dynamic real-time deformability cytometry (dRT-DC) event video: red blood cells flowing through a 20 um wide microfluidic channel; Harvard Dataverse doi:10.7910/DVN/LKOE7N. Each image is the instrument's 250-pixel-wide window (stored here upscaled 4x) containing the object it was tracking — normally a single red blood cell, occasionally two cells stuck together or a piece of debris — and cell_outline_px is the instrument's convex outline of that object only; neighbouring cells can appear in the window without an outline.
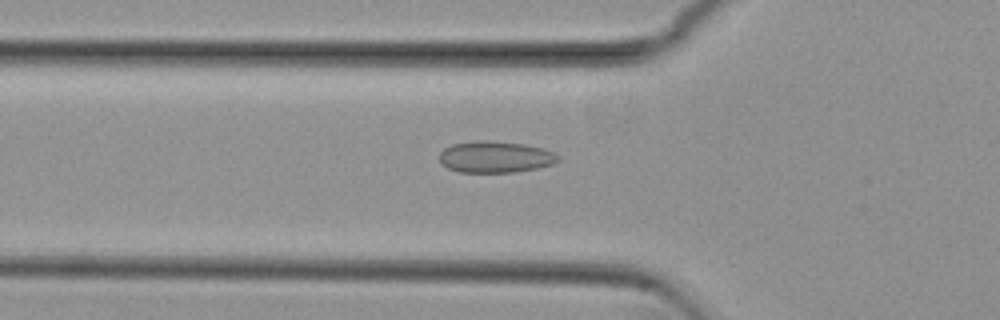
{"species": "common noctule bat (a hibernating species)", "species_latin": "Nyctalus noctula", "temperature_condition": "cold", "stored_images_in_passage": 38, "camera_frame_rate_fps": 3000, "um_per_image_px": 0.085, "animal": {"sex": "female", "body_mass_g": 29.2, "forearm_length_mm": 56.3}, "frame": {"image": 1, "passage_image": 6, "time_ms": 1.667, "image_size_px": [1000, 320], "cell_outline_px": [[560, 160], [552, 164], [536, 168], [516, 172], [460, 172], [448, 168], [440, 160], [440, 152], [444, 148], [452, 144], [476, 140], [488, 140], [524, 144], [544, 148], [560, 156]], "centroid_in_image_um": [42.11, 13.33], "position_along_channel_um": 83.7, "area_um2": 21.79}}
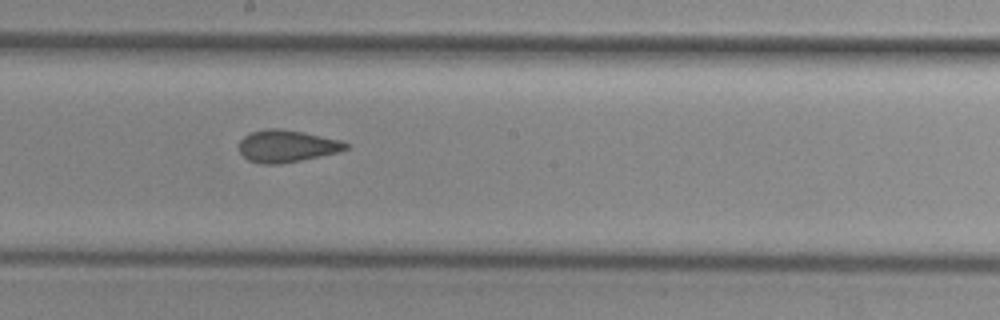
{"frame": {"image": 2, "passage_image": 17, "time_ms": 5.333, "image_size_px": [1000, 320], "cell_outline_px": [[348, 148], [336, 152], [300, 160], [280, 164], [264, 164], [248, 160], [240, 152], [240, 140], [244, 136], [252, 132], [264, 128], [280, 128], [304, 132], [340, 140], [348, 144]], "centroid_in_image_um": [24.35, 12.4], "position_along_channel_um": 223.9, "area_um2": 19.77}}
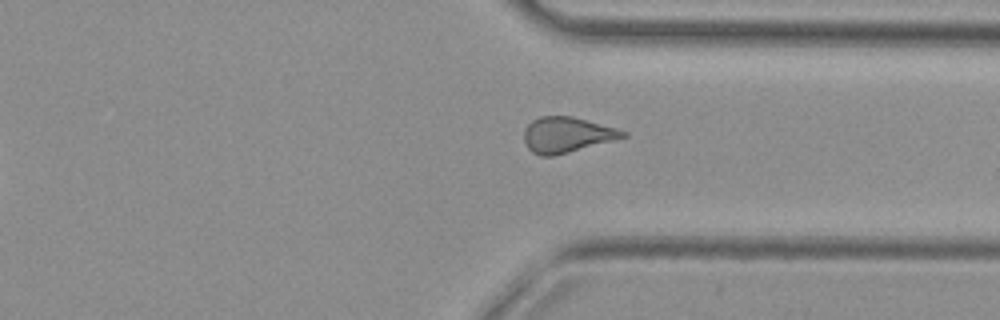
{"frame": {"image": 3, "passage_image": 28, "time_ms": 9.0, "image_size_px": [1000, 320], "cell_outline_px": [[628, 136], [616, 140], [552, 156], [540, 156], [532, 152], [528, 148], [524, 140], [524, 132], [528, 124], [532, 120], [540, 116], [572, 116], [616, 128], [628, 132]], "centroid_in_image_um": [48.19, 11.46], "position_along_channel_um": 363.2, "area_um2": 20.4}, "authors_computed_cell_mechanics": {"area_um2": 19.9988, "velocity_mm_per_s": 3.8024, "shape_relaxation_time_tau1_ms": null, "shape_relaxation_time_tau2_ms": 1.6697, "deformation_change_tau1": null, "deformation_change_tau2": 0.1037}}